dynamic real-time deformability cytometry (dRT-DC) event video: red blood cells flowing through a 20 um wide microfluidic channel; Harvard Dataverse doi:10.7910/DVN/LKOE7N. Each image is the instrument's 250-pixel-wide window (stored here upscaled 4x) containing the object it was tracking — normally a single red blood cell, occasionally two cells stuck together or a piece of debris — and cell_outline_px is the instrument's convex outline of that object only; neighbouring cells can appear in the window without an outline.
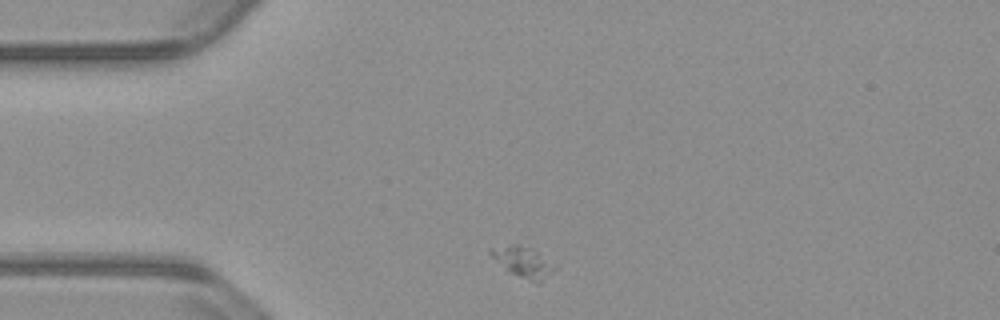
{"species": "common noctule bat (a hibernating species)", "species_latin": "Nyctalus noctula", "temperature_condition": "warm", "stored_images_in_passage": 44, "camera_frame_rate_fps": 3000, "um_per_image_px": 0.085, "animal": {"sex": "male", "body_mass_g": 23.1, "forearm_length_mm": 52.7}, "frame": {"image": 1, "passage_image": 1, "time_ms": 0.0, "image_size_px": [1000, 320], "cell_outline_px": [[556, 268], [540, 284], [536, 284], [508, 272], [488, 252], [488, 248], [508, 244], [516, 244], [528, 248]], "centroid_in_image_um": [44.38, 22.31], "position_along_channel_um": 40.6, "area_um2": 11.04}}
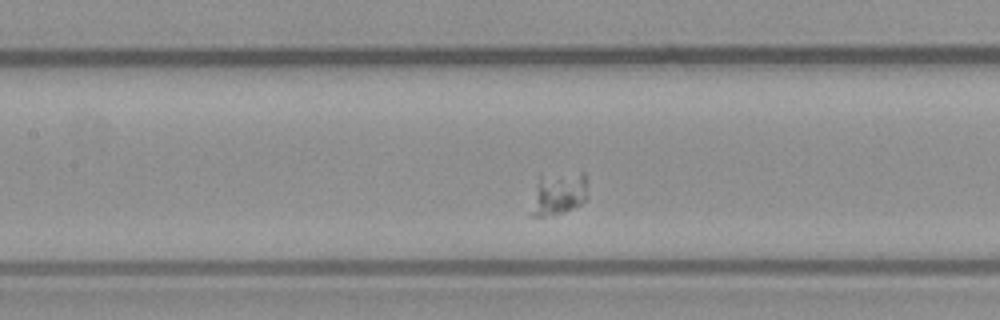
{"frame": {"image": 2, "passage_image": 13, "time_ms": 4.0, "image_size_px": [1000, 320], "cell_outline_px": [[588, 196], [580, 204], [564, 212], [544, 216], [528, 216], [540, 176], [580, 172], [584, 172]], "centroid_in_image_um": [47.48, 16.47], "position_along_channel_um": 159.9, "area_um2": 13.93}}
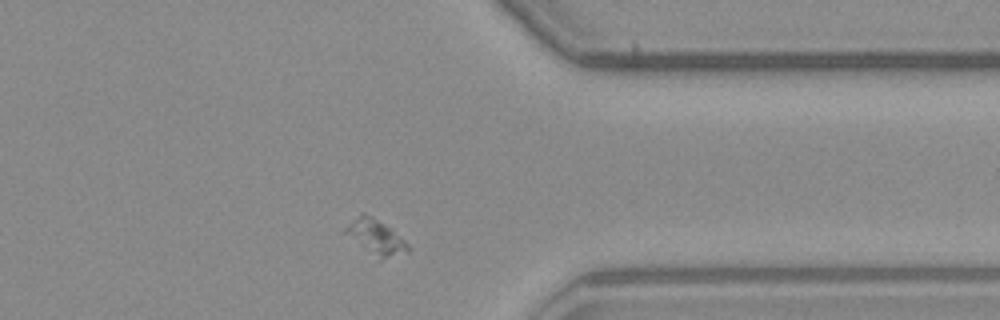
{"frame": {"image": 3, "passage_image": 32, "time_ms": 10.333, "image_size_px": [1000, 320], "cell_outline_px": [[408, 252], [380, 260], [344, 232], [344, 228], [360, 212], [364, 212], [372, 216], [392, 228], [408, 244]], "centroid_in_image_um": [31.96, 20.11], "position_along_channel_um": 379.4, "area_um2": 12.48}}